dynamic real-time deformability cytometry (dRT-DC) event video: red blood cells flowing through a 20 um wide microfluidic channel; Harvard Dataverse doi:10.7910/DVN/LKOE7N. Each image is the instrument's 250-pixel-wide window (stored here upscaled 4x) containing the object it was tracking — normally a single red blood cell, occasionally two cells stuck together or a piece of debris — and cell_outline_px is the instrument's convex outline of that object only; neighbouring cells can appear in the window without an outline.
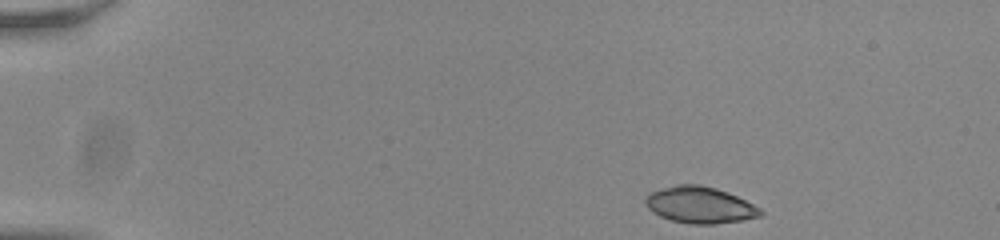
{"species": "common noctule bat (a hibernating species)", "species_latin": "Nyctalus noctula", "temperature_condition": "room temperature", "stored_images_in_passage": 47, "camera_frame_rate_fps": 3000, "um_per_image_px": 0.085, "animal": {"sex": "male", "body_mass_g": 20.0, "forearm_length_mm": 53.3}, "frame": {"image": 1, "passage_image": 1, "time_ms": 0.0, "image_size_px": [1000, 240], "cell_outline_px": [[764, 212], [760, 216], [744, 220], [716, 224], [692, 224], [672, 220], [660, 216], [648, 208], [644, 200], [648, 192], [676, 184], [700, 184], [716, 188], [728, 192], [760, 208]], "centroid_in_image_um": [59.48, 17.41], "position_along_channel_um": 25.5, "area_um2": 24.51}}
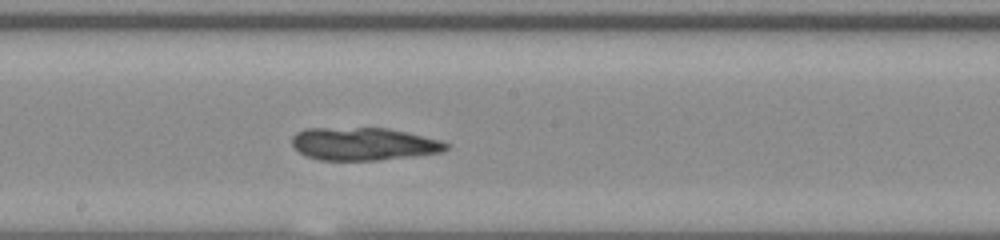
{"frame": {"image": 2, "passage_image": 24, "time_ms": 7.667, "image_size_px": [1000, 240], "cell_outline_px": [[448, 148], [440, 152], [412, 156], [380, 160], [320, 160], [304, 156], [292, 144], [292, 136], [296, 132], [304, 128], [388, 128], [440, 140], [448, 144]], "centroid_in_image_um": [30.85, 12.23], "position_along_channel_um": 217.3, "area_um2": 29.36}}
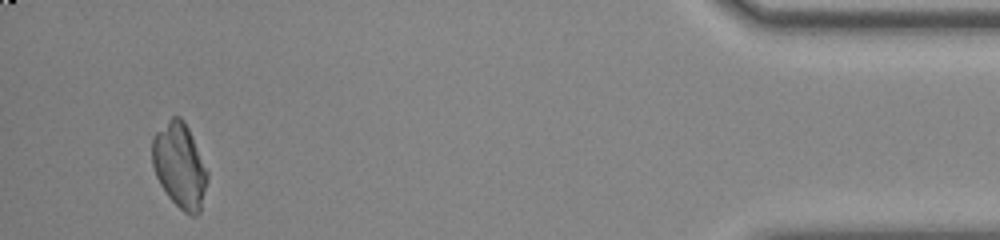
{"frame": {"image": 3, "passage_image": 45, "time_ms": 14.667, "image_size_px": [1000, 240], "cell_outline_px": [[208, 180], [200, 212], [196, 216], [192, 216], [184, 212], [168, 196], [160, 184], [156, 176], [152, 164], [152, 136], [172, 116], [180, 116], [184, 120], [208, 168]], "centroid_in_image_um": [15.29, 14.07], "position_along_channel_um": 419.9, "area_um2": 27.51}, "authors_computed_cell_mechanics": {"area_um2": 28.9, "velocity_mm_per_s": 3.7954, "shape_relaxation_time_tau1_ms": null, "shape_relaxation_time_tau2_ms": 3.5433, "deformation_change_tau1": null, "deformation_change_tau2": 0.0844}}